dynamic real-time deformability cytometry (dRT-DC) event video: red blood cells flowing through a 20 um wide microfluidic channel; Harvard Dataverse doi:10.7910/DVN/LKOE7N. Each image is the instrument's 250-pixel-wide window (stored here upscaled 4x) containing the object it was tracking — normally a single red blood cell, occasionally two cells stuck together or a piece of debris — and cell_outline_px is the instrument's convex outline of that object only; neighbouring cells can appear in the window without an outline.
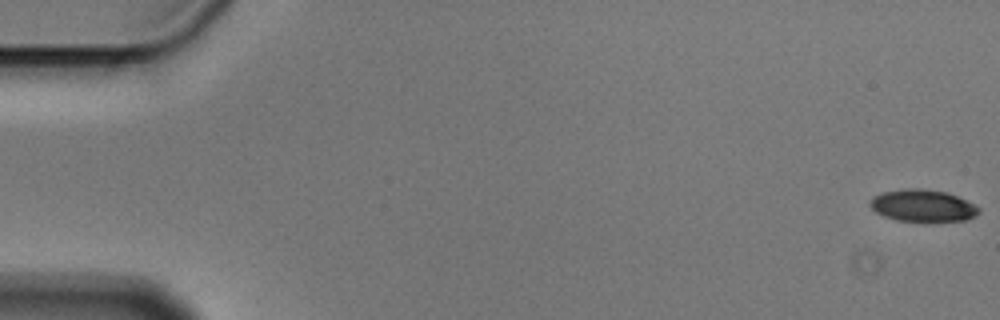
{"species": "Egyptian fruit bat (a non-hibernating species)", "species_latin": "Rousettus aegyptiacus", "temperature_condition": "cold", "stored_images_in_passage": 5, "camera_frame_rate_fps": 3000, "um_per_image_px": 0.085, "animal": {"sex": "male"}, "frame": {"image": 1, "passage_image": 1, "time_ms": 0.0, "image_size_px": [1000, 320], "cell_outline_px": [[980, 212], [976, 216], [964, 220], [932, 224], [924, 224], [896, 220], [884, 216], [876, 212], [868, 204], [872, 196], [884, 192], [904, 188], [924, 188], [948, 192], [980, 208]], "centroid_in_image_um": [78.43, 17.52], "position_along_channel_um": 6.6, "area_um2": 21.15}}
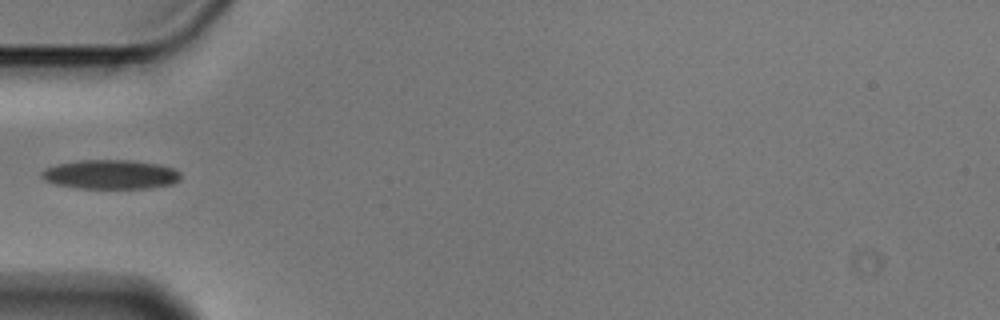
{"frame": {"image": 2, "passage_image": 4, "time_ms": 1.0, "image_size_px": [1000, 320], "cell_outline_px": [[180, 180], [172, 184], [148, 188], [80, 188], [56, 184], [44, 180], [40, 176], [40, 172], [44, 168], [56, 164], [80, 160], [128, 160], [160, 164], [172, 168], [180, 172]], "centroid_in_image_um": [9.37, 14.82], "position_along_channel_um": 75.6, "area_um2": 23.76}}
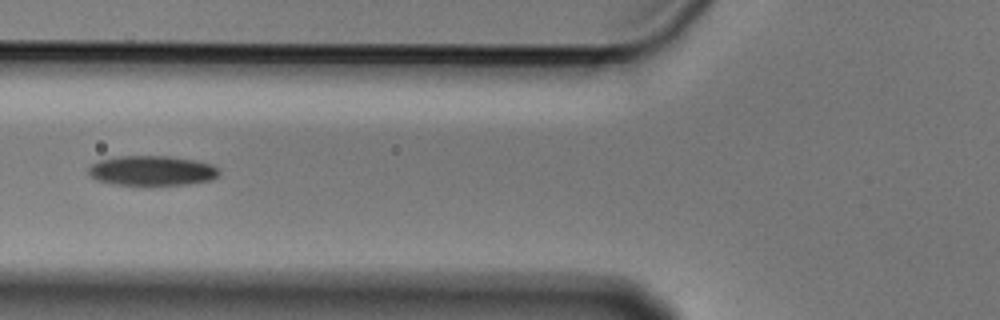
{"frame": {"image": 3, "passage_image": 5, "time_ms": 1.333, "image_size_px": [1000, 320], "cell_outline_px": [[220, 176], [212, 180], [188, 184], [156, 188], [116, 184], [96, 180], [88, 176], [88, 168], [92, 164], [100, 160], [120, 156], [168, 156], [196, 160], [212, 164], [220, 168]], "centroid_in_image_um": [12.96, 14.55], "position_along_channel_um": 112.8, "area_um2": 23.81}}